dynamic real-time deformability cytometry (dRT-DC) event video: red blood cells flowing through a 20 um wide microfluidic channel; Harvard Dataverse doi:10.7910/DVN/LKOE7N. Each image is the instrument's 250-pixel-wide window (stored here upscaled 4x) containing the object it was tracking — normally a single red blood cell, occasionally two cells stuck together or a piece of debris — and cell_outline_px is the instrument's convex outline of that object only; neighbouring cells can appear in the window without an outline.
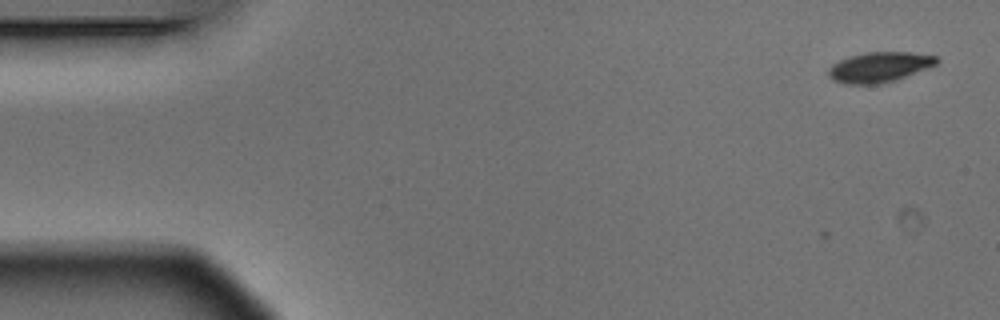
{"species": "Egyptian fruit bat (a non-hibernating species)", "species_latin": "Rousettus aegyptiacus", "temperature_condition": "warm", "stored_images_in_passage": 6, "camera_frame_rate_fps": 3000, "um_per_image_px": 0.085, "animal": {"sex": "male"}, "frame": {"image": 1, "passage_image": 1, "time_ms": 0.0, "image_size_px": [1000, 320], "cell_outline_px": [[940, 60], [936, 64], [928, 68], [896, 80], [880, 84], [844, 84], [832, 80], [828, 76], [828, 68], [832, 64], [848, 56], [868, 52], [912, 52], [936, 56]], "centroid_in_image_um": [74.73, 5.71], "position_along_channel_um": 10.3, "area_um2": 19.19}}